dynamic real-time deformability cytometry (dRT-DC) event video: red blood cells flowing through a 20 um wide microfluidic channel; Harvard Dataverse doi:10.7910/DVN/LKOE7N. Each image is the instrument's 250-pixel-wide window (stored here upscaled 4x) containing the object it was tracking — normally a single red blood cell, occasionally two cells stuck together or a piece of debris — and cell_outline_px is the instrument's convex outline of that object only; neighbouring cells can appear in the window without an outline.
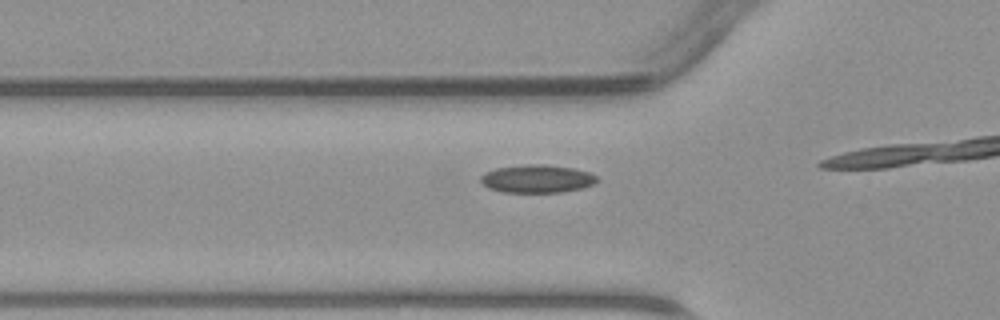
{"species": "common noctule bat (a hibernating species)", "species_latin": "Nyctalus noctula", "temperature_condition": "warm", "stored_images_in_passage": 16, "camera_frame_rate_fps": 3000, "um_per_image_px": 0.085, "animal": {"sex": "male", "body_mass_g": 23.1, "forearm_length_mm": 52.7}, "frame": {"image": 1, "passage_image": 12, "time_ms": 3.667, "image_size_px": [1000, 320], "cell_outline_px": [[596, 180], [592, 184], [584, 188], [560, 192], [504, 192], [488, 188], [480, 180], [480, 176], [484, 172], [496, 168], [532, 164], [544, 164], [572, 168], [588, 172], [596, 176]], "centroid_in_image_um": [45.62, 15.2], "position_along_channel_um": 80.2, "area_um2": 18.79}}
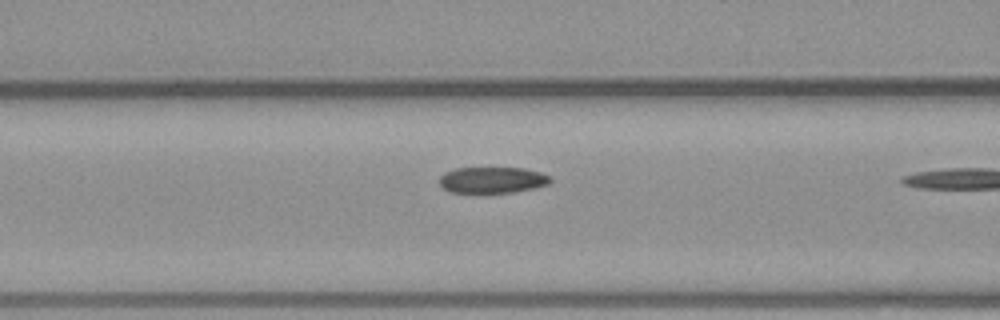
{"frame": {"image": 2, "passage_image": 15, "time_ms": 4.667, "image_size_px": [1000, 320], "cell_outline_px": [[552, 180], [548, 184], [536, 188], [512, 192], [448, 192], [440, 184], [440, 176], [444, 172], [456, 168], [524, 168], [540, 172], [552, 176]], "centroid_in_image_um": [41.88, 15.29], "position_along_channel_um": 124.7, "area_um2": 16.94}}